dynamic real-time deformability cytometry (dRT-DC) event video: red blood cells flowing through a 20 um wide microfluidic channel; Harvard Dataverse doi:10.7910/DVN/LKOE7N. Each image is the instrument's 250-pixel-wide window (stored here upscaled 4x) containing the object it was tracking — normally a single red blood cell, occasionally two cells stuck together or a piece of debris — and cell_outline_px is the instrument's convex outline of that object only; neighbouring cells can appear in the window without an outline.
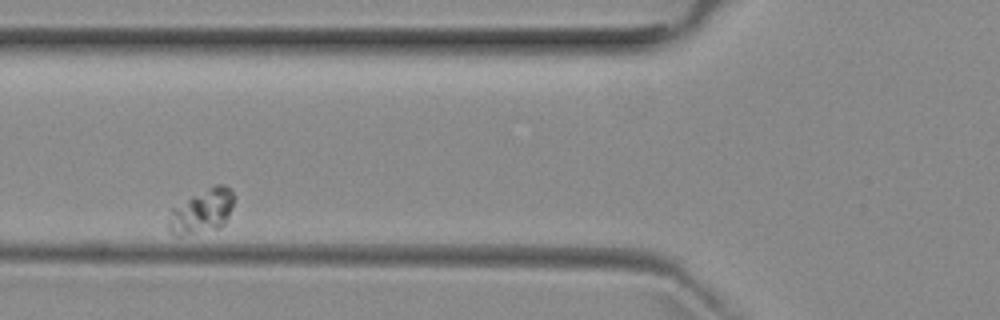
{"species": "common noctule bat (a hibernating species)", "species_latin": "Nyctalus noctula", "temperature_condition": "room temperature", "stored_images_in_passage": 3, "camera_frame_rate_fps": 3000, "um_per_image_px": 0.085, "animal": {"sex": "female", "body_mass_g": 29.2, "forearm_length_mm": 56.3}, "frame": {"image": 1, "passage_image": 2, "time_ms": 1.0, "image_size_px": [1000, 320], "cell_outline_px": [[236, 200], [224, 224], [220, 228], [180, 236], [168, 232], [168, 220], [172, 208], [192, 196], [216, 184], [224, 184], [236, 196]], "centroid_in_image_um": [17.18, 17.96], "position_along_channel_um": 108.6, "area_um2": 16.82}}
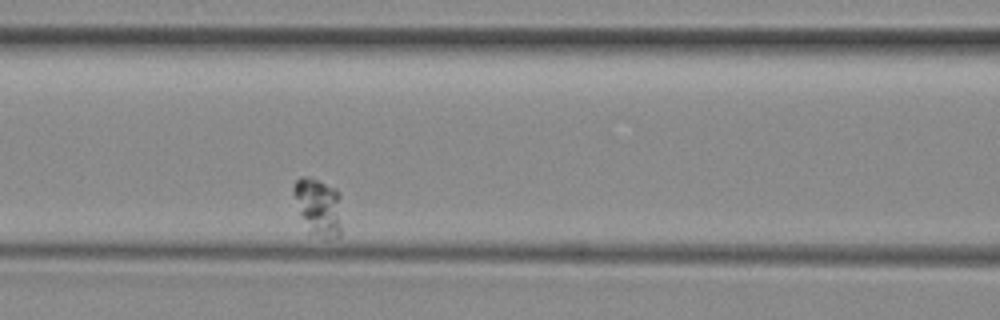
{"frame": {"image": 2, "passage_image": 3, "time_ms": 2.0, "image_size_px": [1000, 320], "cell_outline_px": [[340, 236], [324, 236], [308, 232], [292, 192], [292, 188], [296, 180], [300, 176], [308, 176], [336, 188], [340, 196]], "centroid_in_image_um": [27.04, 17.51], "position_along_channel_um": 139.6, "area_um2": 15.84}}